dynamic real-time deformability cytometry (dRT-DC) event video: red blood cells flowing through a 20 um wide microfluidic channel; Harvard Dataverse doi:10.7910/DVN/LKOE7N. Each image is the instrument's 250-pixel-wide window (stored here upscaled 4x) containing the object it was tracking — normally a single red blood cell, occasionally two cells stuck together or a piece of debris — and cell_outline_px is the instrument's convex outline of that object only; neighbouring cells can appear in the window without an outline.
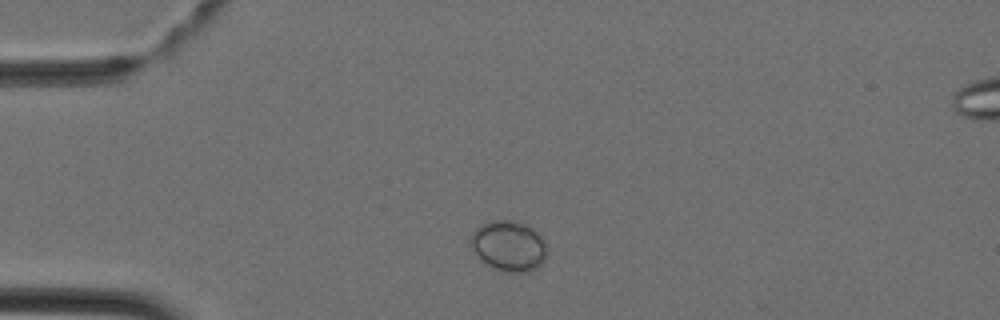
{"species": "Egyptian fruit bat (a non-hibernating species)", "species_latin": "Rousettus aegyptiacus", "temperature_condition": "cold", "stored_images_in_passage": 3, "camera_frame_rate_fps": 3000, "um_per_image_px": 0.085, "animal": {"sex": "female"}, "frame": {"image": 1, "passage_image": 3, "time_ms": 0.667, "image_size_px": [1000, 320], "cell_outline_px": [[548, 252], [544, 260], [536, 268], [528, 272], [504, 272], [488, 264], [472, 248], [472, 232], [480, 224], [496, 220], [516, 220], [532, 228], [544, 240], [548, 248]], "centroid_in_image_um": [43.3, 20.89], "position_along_channel_um": 41.7, "area_um2": 22.14}}